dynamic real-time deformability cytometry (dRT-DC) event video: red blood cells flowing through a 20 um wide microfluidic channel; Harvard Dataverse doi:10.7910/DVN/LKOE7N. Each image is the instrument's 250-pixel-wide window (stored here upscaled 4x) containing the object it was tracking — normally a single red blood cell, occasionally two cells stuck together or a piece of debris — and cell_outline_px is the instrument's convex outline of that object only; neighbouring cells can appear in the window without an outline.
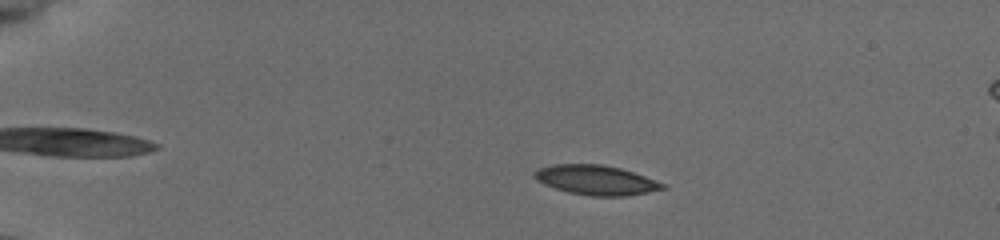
{"species": "common noctule bat (a hibernating species)", "species_latin": "Nyctalus noctula", "temperature_condition": "cold", "stored_images_in_passage": 48, "camera_frame_rate_fps": 3000, "um_per_image_px": 0.085, "animal": {"sex": "female", "body_mass_g": 19.5, "forearm_length_mm": 54.1}, "frame": {"image": 1, "passage_image": 6, "time_ms": 1.667, "image_size_px": [1000, 240], "cell_outline_px": [[668, 188], [648, 192], [624, 196], [592, 196], [568, 192], [544, 184], [536, 180], [532, 176], [532, 172], [540, 168], [552, 164], [600, 164], [620, 168], [668, 184]], "centroid_in_image_um": [50.67, 15.3], "position_along_channel_um": 34.3, "area_um2": 22.2}}
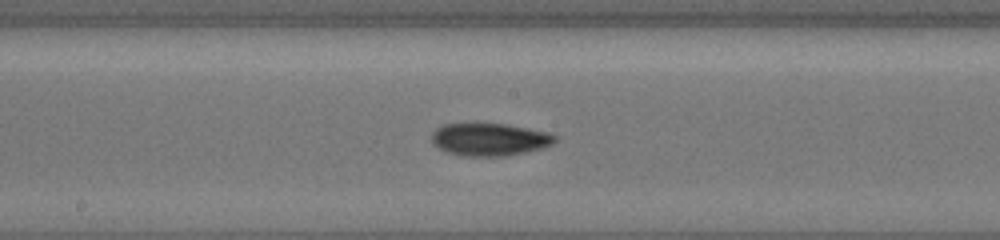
{"frame": {"image": 2, "passage_image": 25, "time_ms": 8.0, "image_size_px": [1000, 240], "cell_outline_px": [[556, 140], [552, 144], [544, 148], [508, 156], [464, 156], [448, 152], [440, 148], [432, 140], [432, 132], [436, 128], [444, 124], [508, 124], [548, 132], [556, 136]], "centroid_in_image_um": [41.66, 11.85], "position_along_channel_um": 206.5, "area_um2": 23.35}}
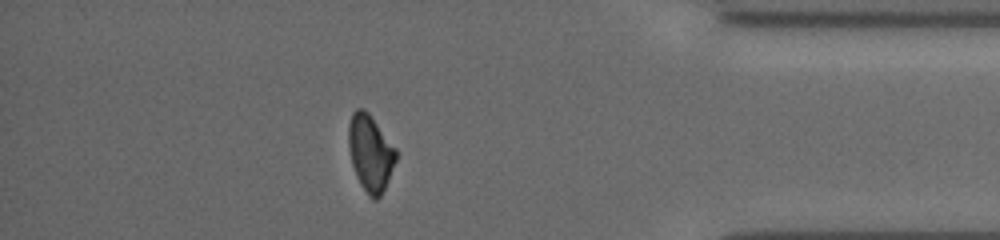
{"frame": {"image": 3, "passage_image": 42, "time_ms": 13.667, "image_size_px": [1000, 240], "cell_outline_px": [[396, 160], [388, 180], [380, 196], [376, 200], [372, 200], [368, 196], [360, 184], [356, 176], [352, 164], [348, 148], [348, 124], [352, 112], [356, 108], [364, 108], [368, 112], [396, 148]], "centroid_in_image_um": [31.46, 12.99], "position_along_channel_um": 403.7, "area_um2": 21.21}, "authors_computed_cell_mechanics": {"area_um2": 22.0218, "velocity_mm_per_s": 3.9325, "shape_relaxation_time_tau1_ms": 5.4304, "shape_relaxation_time_tau2_ms": 4.1939, "deformation_change_tau1": 0.1277, "deformation_change_tau2": 0.0962}}